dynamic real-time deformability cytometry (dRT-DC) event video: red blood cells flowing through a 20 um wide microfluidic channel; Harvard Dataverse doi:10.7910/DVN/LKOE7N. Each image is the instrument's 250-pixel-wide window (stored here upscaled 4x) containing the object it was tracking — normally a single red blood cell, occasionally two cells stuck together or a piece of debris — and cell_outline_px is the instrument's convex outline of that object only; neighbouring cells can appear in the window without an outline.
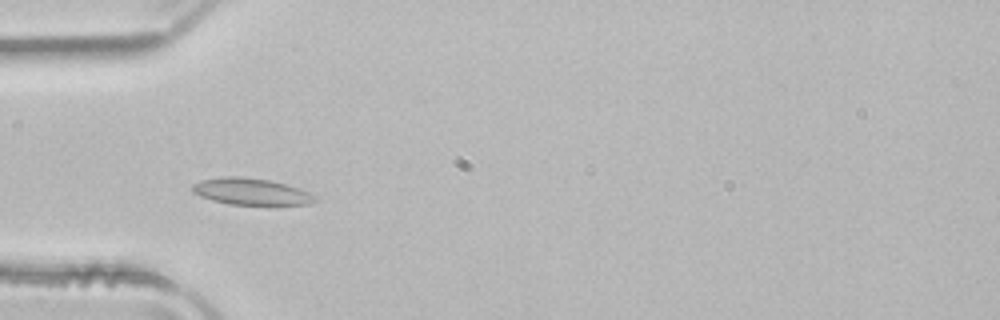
{"species": "common noctule bat (a hibernating species)", "species_latin": "Nyctalus noctula", "temperature_condition": "room temperature", "stored_images_in_passage": 47, "camera_frame_rate_fps": 3000, "um_per_image_px": 0.085, "animal": {"sex": "male", "body_mass_g": 21.5, "forearm_length_mm": 52.0}, "frame": {"image": 1, "passage_image": 12, "time_ms": 3.667, "image_size_px": [1000, 320], "cell_outline_px": [[316, 200], [308, 204], [276, 208], [228, 204], [212, 200], [200, 196], [192, 192], [192, 184], [200, 180], [224, 176], [236, 176], [268, 180], [300, 188], [316, 196]], "centroid_in_image_um": [21.39, 16.34], "position_along_channel_um": 63.6, "area_um2": 19.94}}
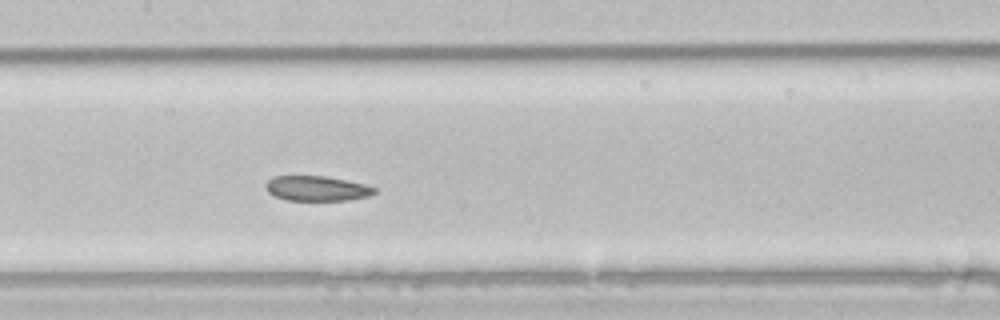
{"frame": {"image": 2, "passage_image": 21, "time_ms": 6.667, "image_size_px": [1000, 320], "cell_outline_px": [[376, 192], [368, 196], [348, 200], [288, 200], [272, 196], [264, 188], [264, 184], [272, 176], [324, 176], [364, 184], [376, 188]], "centroid_in_image_um": [26.86, 16.02], "position_along_channel_um": 180.5, "area_um2": 15.84}}
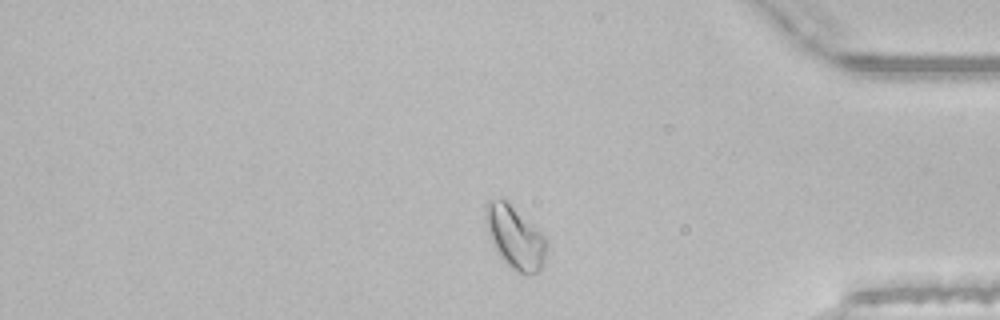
{"frame": {"image": 3, "passage_image": 39, "time_ms": 12.667, "image_size_px": [1000, 320], "cell_outline_px": [[548, 244], [544, 264], [536, 272], [524, 276], [512, 268], [496, 252], [488, 232], [488, 200], [504, 200], [532, 224], [544, 236]], "centroid_in_image_um": [43.84, 20.26], "position_along_channel_um": 391.4, "area_um2": 21.33}, "authors_computed_cell_mechanics": {"area_um2": 17.918, "velocity_mm_per_s": 3.9359, "shape_relaxation_time_tau1_ms": null, "shape_relaxation_time_tau2_ms": 1.7877, "deformation_change_tau1": null, "deformation_change_tau2": 0.056}}